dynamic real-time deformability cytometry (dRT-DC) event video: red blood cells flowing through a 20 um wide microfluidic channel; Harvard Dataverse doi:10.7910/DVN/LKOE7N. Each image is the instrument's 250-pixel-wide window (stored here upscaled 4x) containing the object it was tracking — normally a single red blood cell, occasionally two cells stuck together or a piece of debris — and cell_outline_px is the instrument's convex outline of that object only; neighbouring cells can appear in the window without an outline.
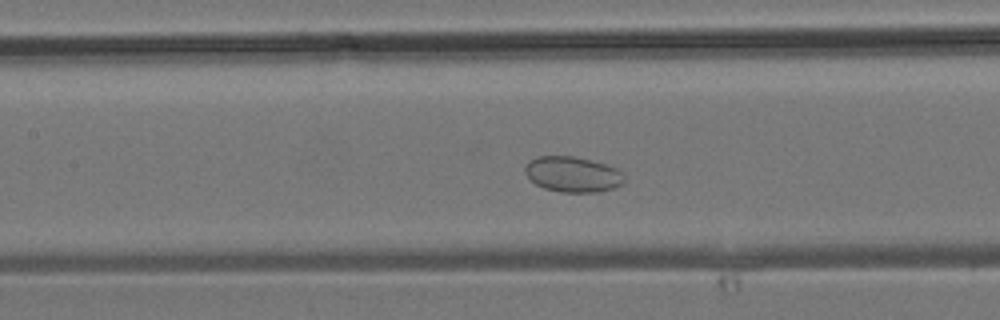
{"species": "common noctule bat (a hibernating species)", "species_latin": "Nyctalus noctula", "temperature_condition": "room temperature", "stored_images_in_passage": 33, "camera_frame_rate_fps": 3000, "um_per_image_px": 0.085, "animal": {"sex": "male", "body_mass_g": 19.2, "forearm_length_mm": 51.8}, "frame": {"image": 1, "passage_image": 15, "time_ms": 4.667, "image_size_px": [1000, 320], "cell_outline_px": [[624, 180], [620, 184], [612, 188], [600, 192], [560, 192], [544, 188], [528, 180], [524, 172], [524, 168], [532, 160], [540, 156], [572, 156], [604, 164], [616, 168], [624, 176]], "centroid_in_image_um": [48.64, 14.83], "position_along_channel_um": 158.8, "area_um2": 20.29}}
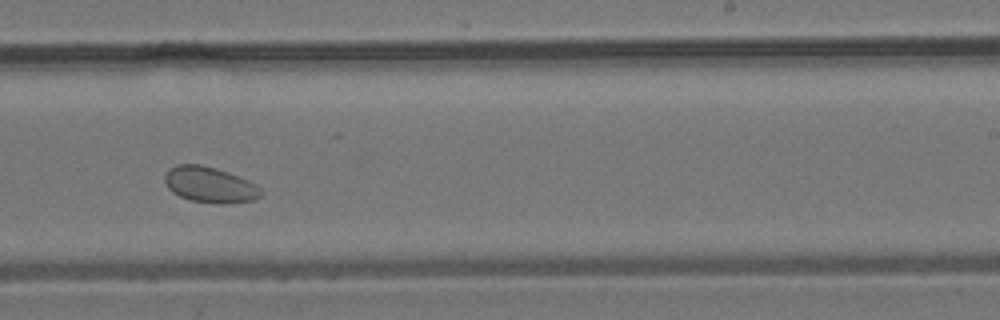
{"frame": {"image": 2, "passage_image": 22, "time_ms": 7.0, "image_size_px": [1000, 320], "cell_outline_px": [[260, 196], [256, 200], [224, 204], [216, 204], [192, 200], [180, 196], [172, 192], [168, 188], [164, 180], [164, 176], [168, 168], [176, 164], [200, 164], [216, 168], [248, 180], [256, 184], [260, 188]], "centroid_in_image_um": [17.81, 15.7], "position_along_channel_um": 271.2, "area_um2": 20.11}}
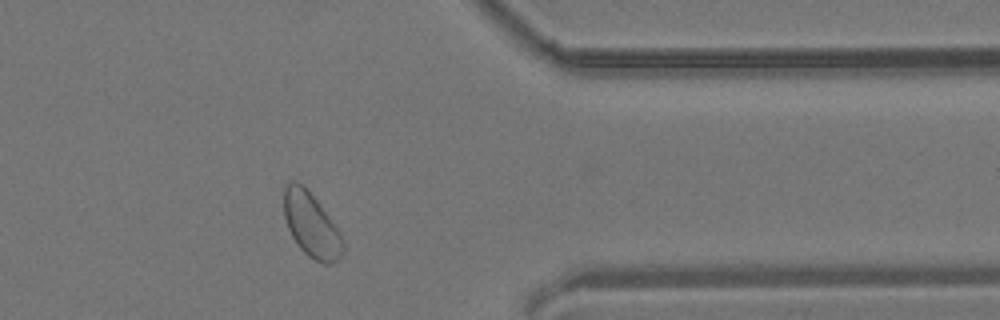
{"frame": {"image": 3, "passage_image": 30, "time_ms": 9.667, "image_size_px": [1000, 320], "cell_outline_px": [[344, 252], [340, 260], [332, 264], [324, 264], [308, 256], [300, 248], [292, 236], [288, 228], [284, 216], [284, 188], [288, 180], [296, 180], [316, 200], [340, 232], [344, 240]], "centroid_in_image_um": [26.48, 19.16], "position_along_channel_um": 384.9, "area_um2": 22.08}}